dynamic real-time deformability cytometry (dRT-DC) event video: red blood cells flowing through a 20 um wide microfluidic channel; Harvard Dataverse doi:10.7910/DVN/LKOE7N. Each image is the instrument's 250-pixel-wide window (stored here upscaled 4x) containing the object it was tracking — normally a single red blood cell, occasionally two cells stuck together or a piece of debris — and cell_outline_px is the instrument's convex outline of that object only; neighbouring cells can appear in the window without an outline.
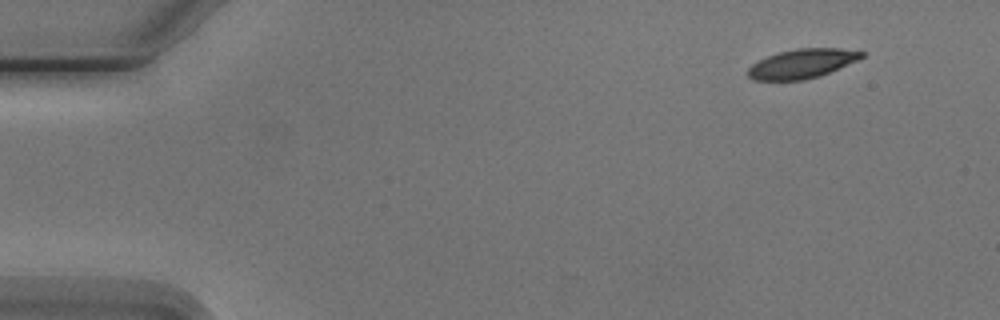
{"species": "Egyptian fruit bat (a non-hibernating species)", "species_latin": "Rousettus aegyptiacus", "temperature_condition": "cold", "stored_images_in_passage": 4, "camera_frame_rate_fps": 3000, "um_per_image_px": 0.085, "animal": {"sex": "male"}, "frame": {"image": 1, "passage_image": 1, "time_ms": 0.0, "image_size_px": [1000, 320], "cell_outline_px": [[864, 56], [856, 60], [820, 76], [804, 80], [752, 80], [748, 76], [748, 68], [752, 64], [768, 56], [780, 52], [796, 48], [840, 48], [864, 52]], "centroid_in_image_um": [68.15, 5.41], "position_along_channel_um": 16.9, "area_um2": 19.13}}
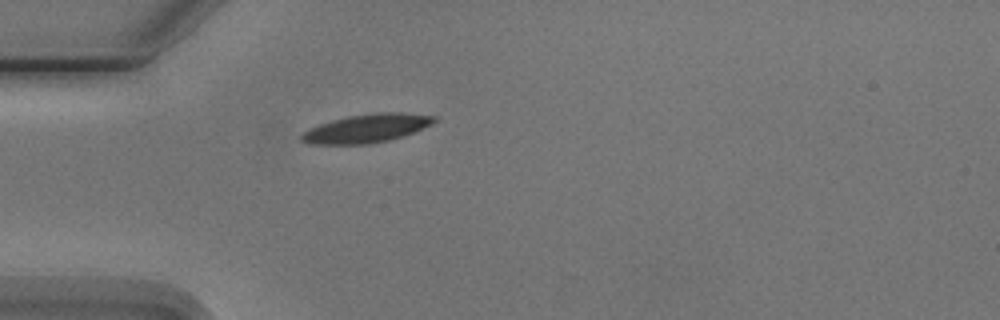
{"frame": {"image": 2, "passage_image": 4, "time_ms": 3.667, "image_size_px": [1000, 320], "cell_outline_px": [[436, 120], [432, 124], [404, 136], [388, 140], [368, 144], [308, 144], [300, 140], [300, 136], [308, 128], [332, 120], [348, 116], [372, 112], [400, 112], [436, 116]], "centroid_in_image_um": [31.15, 10.9], "position_along_channel_um": 53.8, "area_um2": 22.08}}